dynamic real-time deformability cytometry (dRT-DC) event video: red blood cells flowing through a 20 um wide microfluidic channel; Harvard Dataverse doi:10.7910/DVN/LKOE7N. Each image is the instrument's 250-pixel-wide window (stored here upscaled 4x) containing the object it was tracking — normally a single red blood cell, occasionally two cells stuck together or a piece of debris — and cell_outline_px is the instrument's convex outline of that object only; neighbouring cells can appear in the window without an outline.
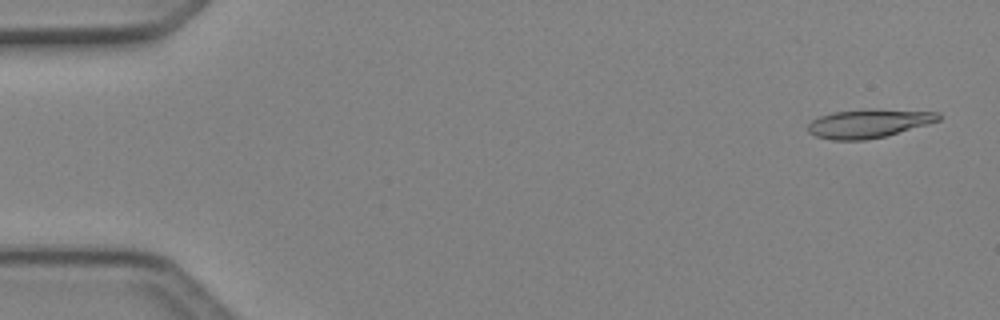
{"species": "Egyptian fruit bat (a non-hibernating species)", "species_latin": "Rousettus aegyptiacus", "temperature_condition": "cold", "stored_images_in_passage": 4, "camera_frame_rate_fps": 3000, "um_per_image_px": 0.085, "animal": {"sex": "female"}, "frame": {"image": 1, "passage_image": 1, "time_ms": 0.0, "image_size_px": [1000, 320], "cell_outline_px": [[940, 120], [928, 124], [884, 136], [864, 140], [832, 140], [816, 136], [808, 132], [808, 124], [812, 120], [820, 116], [832, 112], [940, 112]], "centroid_in_image_um": [73.75, 10.56], "position_along_channel_um": 11.3, "area_um2": 20.29}}
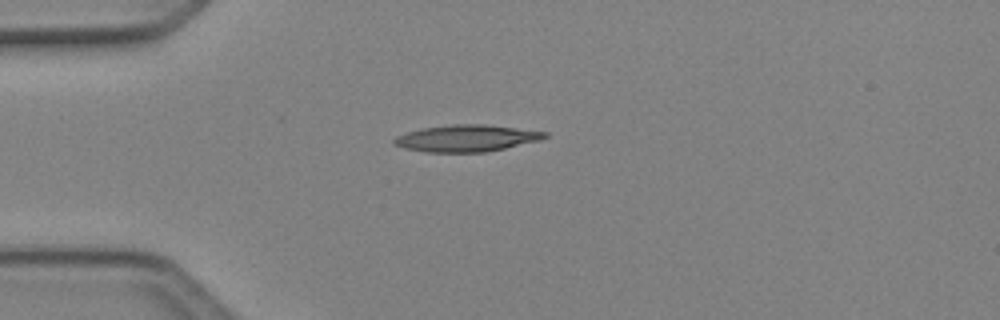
{"frame": {"image": 2, "passage_image": 4, "time_ms": 1.0, "image_size_px": [1000, 320], "cell_outline_px": [[548, 136], [540, 140], [488, 152], [424, 152], [404, 148], [392, 144], [392, 140], [396, 136], [420, 128], [452, 124], [484, 124], [548, 132]], "centroid_in_image_um": [39.62, 11.75], "position_along_channel_um": 45.4, "area_um2": 23.58}}